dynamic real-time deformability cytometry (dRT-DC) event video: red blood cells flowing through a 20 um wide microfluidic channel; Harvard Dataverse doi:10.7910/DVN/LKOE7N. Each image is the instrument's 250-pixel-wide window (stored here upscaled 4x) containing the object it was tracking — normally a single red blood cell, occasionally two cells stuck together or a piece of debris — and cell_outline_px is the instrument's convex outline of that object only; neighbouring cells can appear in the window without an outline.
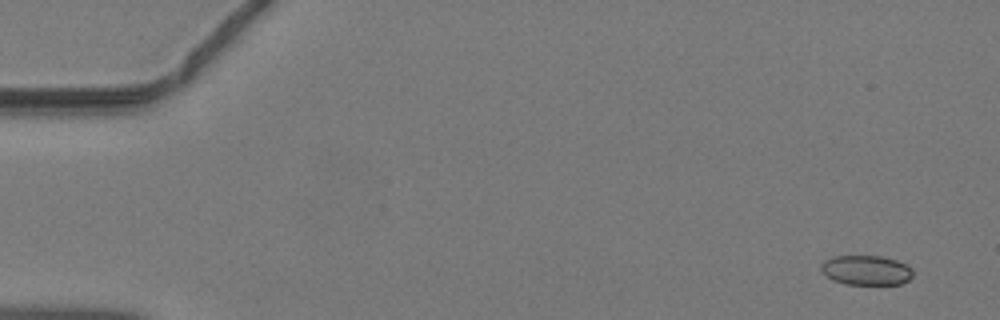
{"species": "common noctule bat (a hibernating species)", "species_latin": "Nyctalus noctula", "temperature_condition": "warm", "stored_images_in_passage": 45, "camera_frame_rate_fps": 3000, "um_per_image_px": 0.085, "animal": {"sex": "male", "body_mass_g": 19.2, "forearm_length_mm": 51.8}, "frame": {"image": 1, "passage_image": 2, "time_ms": 0.333, "image_size_px": [1000, 320], "cell_outline_px": [[912, 276], [908, 280], [900, 284], [848, 284], [832, 280], [820, 268], [820, 264], [824, 260], [832, 256], [880, 256], [896, 260], [912, 268]], "centroid_in_image_um": [73.61, 22.96], "position_along_channel_um": 11.4, "area_um2": 15.78}}
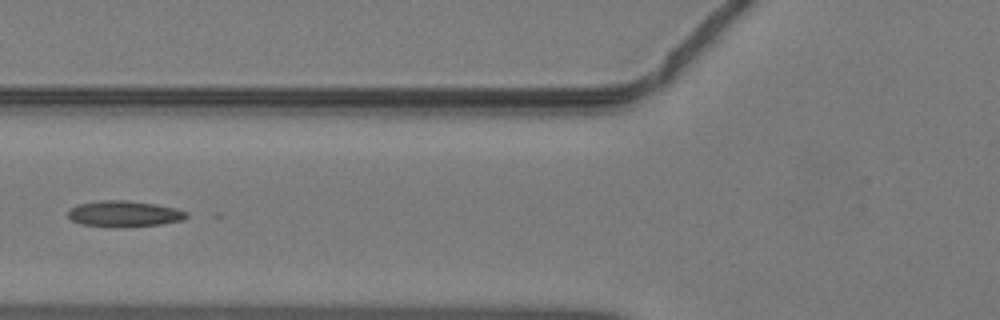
{"frame": {"image": 2, "passage_image": 18, "time_ms": 5.667, "image_size_px": [1000, 320], "cell_outline_px": [[188, 216], [180, 220], [160, 224], [112, 228], [80, 224], [72, 220], [68, 216], [68, 208], [80, 204], [100, 200], [128, 200], [156, 204], [176, 208], [188, 212]], "centroid_in_image_um": [10.52, 18.17], "position_along_channel_um": 115.3, "area_um2": 18.09}}
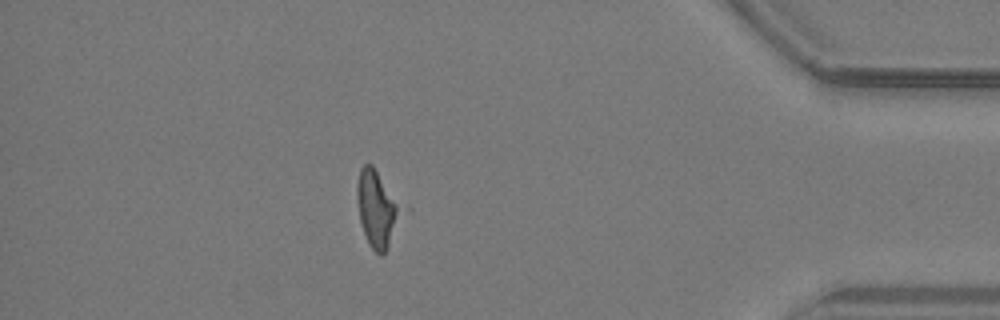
{"frame": {"image": 3, "passage_image": 40, "time_ms": 13.0, "image_size_px": [1000, 320], "cell_outline_px": [[412, 208], [388, 248], [380, 256], [368, 244], [360, 220], [356, 196], [356, 184], [360, 168], [364, 164], [372, 164]], "centroid_in_image_um": [32.24, 17.71], "position_along_channel_um": 403.0, "area_um2": 22.08}}